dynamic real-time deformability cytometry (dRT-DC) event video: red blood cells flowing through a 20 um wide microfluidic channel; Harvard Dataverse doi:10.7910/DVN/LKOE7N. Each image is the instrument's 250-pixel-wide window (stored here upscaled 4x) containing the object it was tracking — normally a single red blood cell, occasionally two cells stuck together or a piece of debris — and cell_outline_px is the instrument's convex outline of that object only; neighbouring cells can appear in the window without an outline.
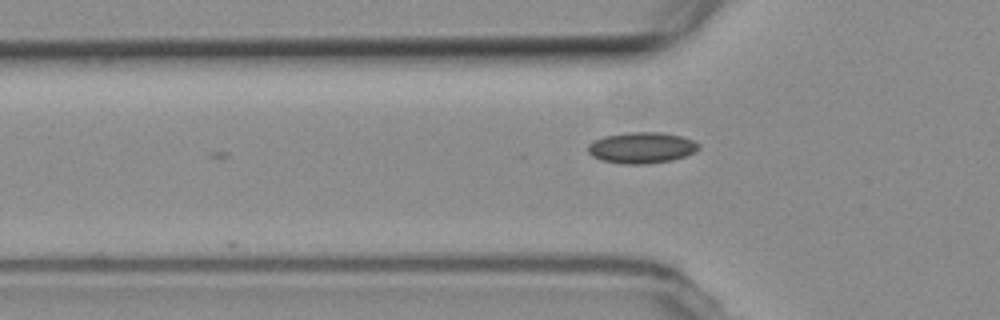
{"species": "common noctule bat (a hibernating species)", "species_latin": "Nyctalus noctula", "temperature_condition": "room temperature", "stored_images_in_passage": 3, "segment_of_instrument_passage": [2, 2], "camera_frame_rate_fps": 3000, "um_per_image_px": 0.085, "animal": {"sex": "female", "body_mass_g": 19.3, "forearm_length_mm": 54.1}, "frame": {"image": 1, "passage_image": 3, "time_ms": 2.333, "image_size_px": [1000, 320], "cell_outline_px": [[700, 148], [684, 156], [672, 160], [644, 164], [624, 164], [604, 160], [592, 156], [588, 152], [588, 144], [604, 136], [628, 132], [660, 132], [680, 136], [692, 140], [700, 144]], "centroid_in_image_um": [54.53, 12.55], "position_along_channel_um": 71.3, "area_um2": 19.83}}